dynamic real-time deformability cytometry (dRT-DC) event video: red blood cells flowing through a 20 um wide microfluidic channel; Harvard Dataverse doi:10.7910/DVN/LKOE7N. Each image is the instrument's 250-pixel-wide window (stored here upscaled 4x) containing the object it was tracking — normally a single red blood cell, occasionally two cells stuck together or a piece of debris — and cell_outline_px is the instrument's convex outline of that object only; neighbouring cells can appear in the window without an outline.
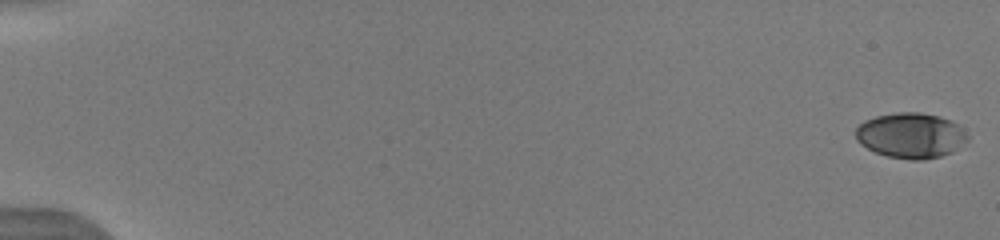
{"species": "human", "species_latin": "Homo sapiens", "temperature_condition": "warm", "stored_images_in_passage": 31, "camera_frame_rate_fps": 3000, "um_per_image_px": 0.085, "donor": {"sex": "male"}, "frame": {"image": 1, "passage_image": 1, "time_ms": 0.0, "image_size_px": [1000, 240], "cell_outline_px": [[968, 140], [952, 152], [940, 156], [924, 160], [912, 160], [888, 156], [876, 152], [860, 144], [856, 140], [856, 128], [864, 120], [876, 116], [896, 112], [920, 112], [940, 116], [956, 124], [968, 136]], "centroid_in_image_um": [77.39, 11.51], "position_along_channel_um": 7.6, "area_um2": 29.42}}
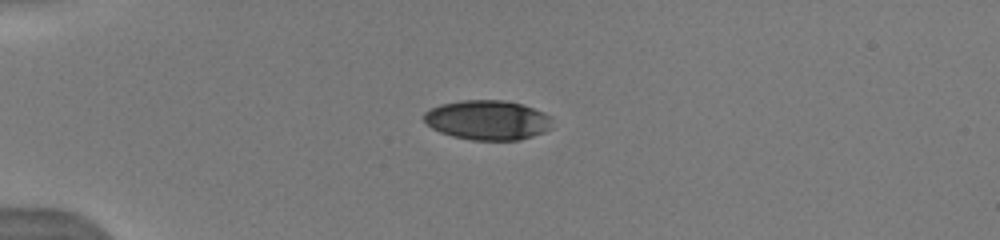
{"frame": {"image": 2, "passage_image": 13, "time_ms": 4.667, "image_size_px": [1000, 240], "cell_outline_px": [[552, 128], [544, 132], [520, 140], [472, 140], [452, 136], [440, 132], [432, 128], [424, 120], [424, 112], [440, 104], [460, 100], [504, 100], [524, 104], [544, 112], [552, 116]], "centroid_in_image_um": [41.48, 10.2], "position_along_channel_um": 43.5, "area_um2": 29.94}}